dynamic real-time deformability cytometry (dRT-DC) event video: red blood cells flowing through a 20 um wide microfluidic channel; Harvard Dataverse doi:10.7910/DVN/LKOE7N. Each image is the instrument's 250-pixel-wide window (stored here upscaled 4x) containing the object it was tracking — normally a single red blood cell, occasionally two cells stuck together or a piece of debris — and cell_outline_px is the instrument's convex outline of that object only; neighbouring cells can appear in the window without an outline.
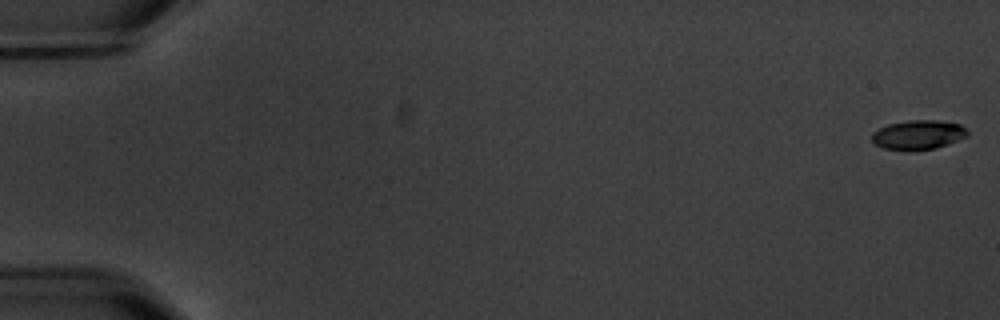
{"species": "common noctule bat (a hibernating species)", "species_latin": "Nyctalus noctula", "temperature_condition": "warm", "stored_images_in_passage": 5, "camera_frame_rate_fps": 3000, "um_per_image_px": 0.085, "animal": {"sex": "male", "body_mass_g": 20.1, "forearm_length_mm": 53.5}, "frame": {"image": 1, "passage_image": 1, "time_ms": 0.0, "image_size_px": [1000, 320], "cell_outline_px": [[968, 136], [948, 144], [936, 148], [884, 148], [876, 144], [872, 140], [872, 132], [888, 124], [908, 120], [936, 120], [960, 124], [968, 128]], "centroid_in_image_um": [78.1, 11.41], "position_along_channel_um": 6.9, "area_um2": 15.9}}
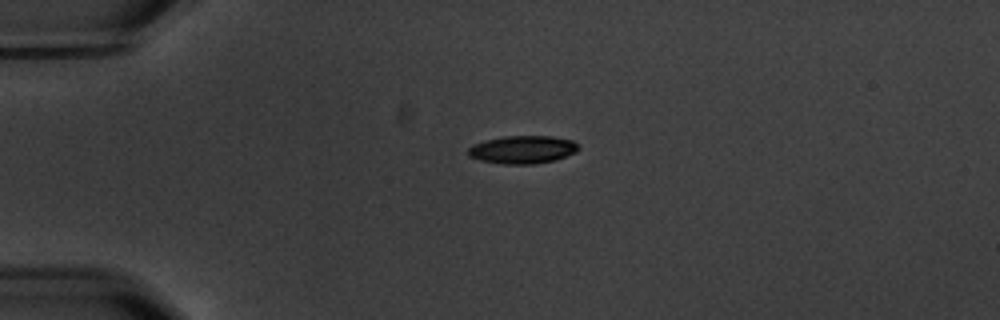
{"frame": {"image": 2, "passage_image": 5, "time_ms": 4.667, "image_size_px": [1000, 320], "cell_outline_px": [[580, 148], [576, 152], [556, 160], [532, 164], [504, 164], [480, 160], [468, 156], [468, 148], [472, 144], [504, 136], [552, 136], [572, 140], [580, 144]], "centroid_in_image_um": [44.45, 12.71], "position_along_channel_um": 40.5, "area_um2": 18.03}}